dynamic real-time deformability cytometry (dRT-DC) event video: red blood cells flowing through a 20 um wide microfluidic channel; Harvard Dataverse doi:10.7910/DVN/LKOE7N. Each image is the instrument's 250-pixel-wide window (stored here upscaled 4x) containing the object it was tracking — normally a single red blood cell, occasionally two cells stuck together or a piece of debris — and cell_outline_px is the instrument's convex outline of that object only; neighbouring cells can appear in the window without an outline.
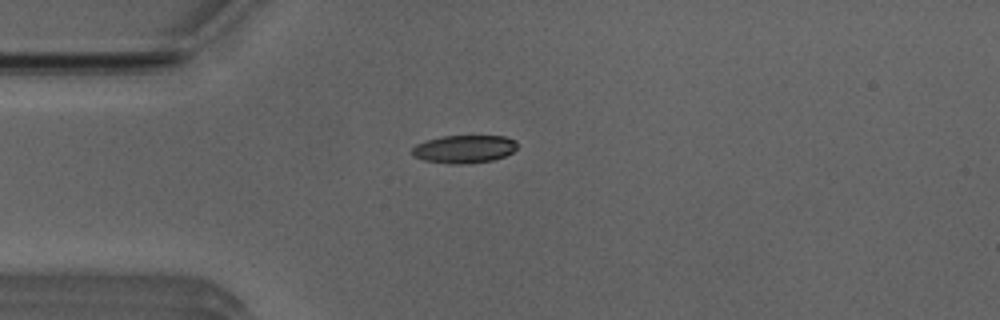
{"species": "Egyptian fruit bat (a non-hibernating species)", "species_latin": "Rousettus aegyptiacus", "temperature_condition": "room temperature", "stored_images_in_passage": 40, "camera_frame_rate_fps": 3000, "um_per_image_px": 0.085, "animal": {"sex": "male"}, "frame": {"image": 1, "passage_image": 1, "time_ms": 0.0, "image_size_px": [1000, 320], "cell_outline_px": [[516, 148], [512, 152], [504, 156], [492, 160], [460, 164], [452, 164], [424, 160], [412, 156], [412, 148], [416, 144], [424, 140], [440, 136], [504, 136], [516, 140]], "centroid_in_image_um": [39.41, 12.66], "position_along_channel_um": 45.6, "area_um2": 17.11}}
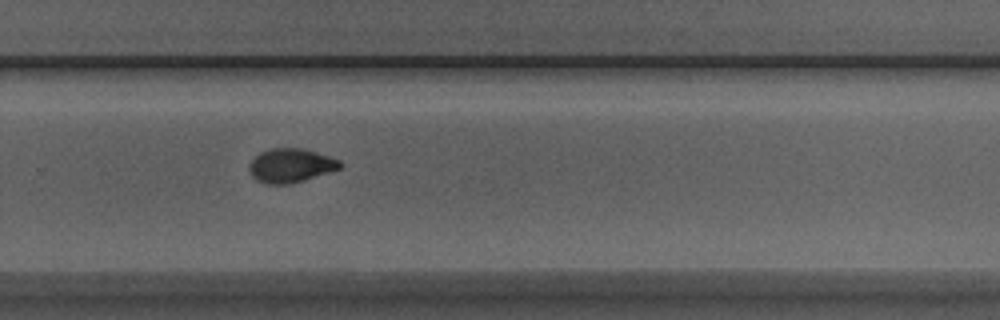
{"frame": {"image": 2, "passage_image": 22, "time_ms": 7.0, "image_size_px": [1000, 320], "cell_outline_px": [[340, 168], [292, 184], [264, 184], [256, 180], [252, 176], [248, 168], [248, 164], [260, 152], [268, 148], [304, 148], [340, 160]], "centroid_in_image_um": [24.66, 14.07], "position_along_channel_um": 305.1, "area_um2": 17.98}}
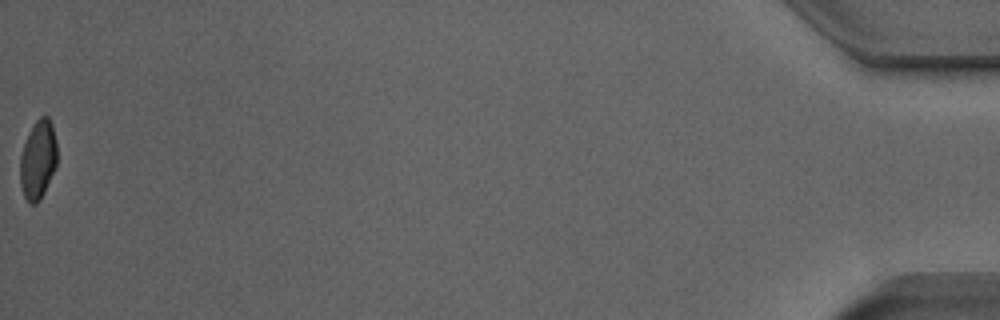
{"frame": {"image": 3, "passage_image": 40, "time_ms": 13.0, "image_size_px": [1000, 320], "cell_outline_px": [[56, 168], [40, 200], [36, 204], [28, 204], [24, 196], [20, 184], [20, 156], [28, 132], [36, 120], [40, 116], [48, 116], [52, 124], [56, 140]], "centroid_in_image_um": [3.22, 13.59], "position_along_channel_um": 432.0, "area_um2": 17.17}, "authors_computed_cell_mechanics": {"area_um2": 17.7735, "velocity_mm_per_s": 3.9222, "shape_relaxation_time_tau1_ms": 5.8249, "shape_relaxation_time_tau2_ms": 1.9647, "deformation_change_tau1": 0.1682, "deformation_change_tau2": 0.0631}}